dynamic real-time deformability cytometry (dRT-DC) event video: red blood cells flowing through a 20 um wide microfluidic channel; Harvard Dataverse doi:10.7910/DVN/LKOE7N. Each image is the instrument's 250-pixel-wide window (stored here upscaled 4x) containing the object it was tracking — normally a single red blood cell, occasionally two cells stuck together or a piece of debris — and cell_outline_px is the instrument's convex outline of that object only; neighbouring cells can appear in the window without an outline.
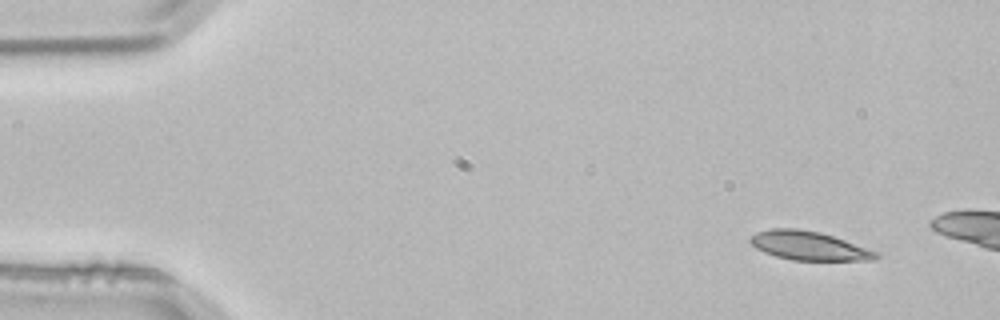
{"species": "common noctule bat (a hibernating species)", "species_latin": "Nyctalus noctula", "temperature_condition": "room temperature", "stored_images_in_passage": 3, "camera_frame_rate_fps": 3000, "um_per_image_px": 0.085, "animal": {"sex": "male", "body_mass_g": 21.5, "forearm_length_mm": 52.0}, "frame": {"image": 1, "passage_image": 1, "time_ms": 0.0, "image_size_px": [1000, 320], "cell_outline_px": [[880, 256], [872, 260], [792, 260], [776, 256], [764, 252], [756, 248], [748, 240], [756, 232], [772, 228], [796, 228], [820, 232], [880, 252]], "centroid_in_image_um": [68.76, 20.89], "position_along_channel_um": 16.2, "area_um2": 21.04}}